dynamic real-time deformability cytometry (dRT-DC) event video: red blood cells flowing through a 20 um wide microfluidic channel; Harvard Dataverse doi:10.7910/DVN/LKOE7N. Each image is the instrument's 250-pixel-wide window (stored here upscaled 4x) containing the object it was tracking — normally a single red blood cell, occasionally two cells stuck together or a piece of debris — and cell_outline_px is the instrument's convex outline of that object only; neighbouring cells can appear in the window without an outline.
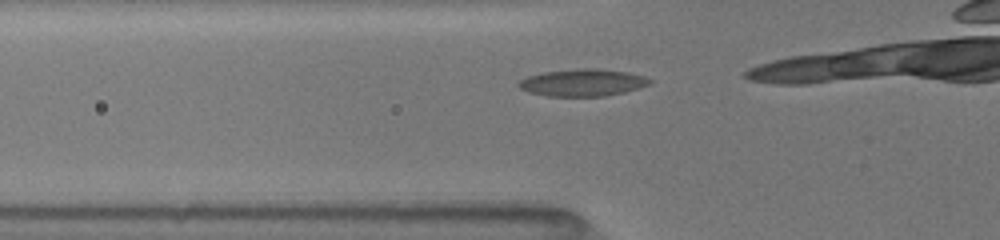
{"species": "common noctule bat (a hibernating species)", "species_latin": "Nyctalus noctula", "temperature_condition": "room temperature", "stored_images_in_passage": 6, "camera_frame_rate_fps": 3000, "um_per_image_px": 0.085, "animal": {"sex": "female", "body_mass_g": 19.5, "forearm_length_mm": 54.1}, "frame": {"image": 1, "passage_image": 2, "time_ms": 0.333, "image_size_px": [1000, 240], "cell_outline_px": [[652, 80], [648, 84], [624, 92], [604, 96], [548, 96], [528, 92], [520, 88], [516, 84], [520, 80], [528, 76], [544, 72], [576, 68], [600, 68], [628, 72], [644, 76]], "centroid_in_image_um": [49.49, 7.01], "position_along_channel_um": 76.3, "area_um2": 20.69}}
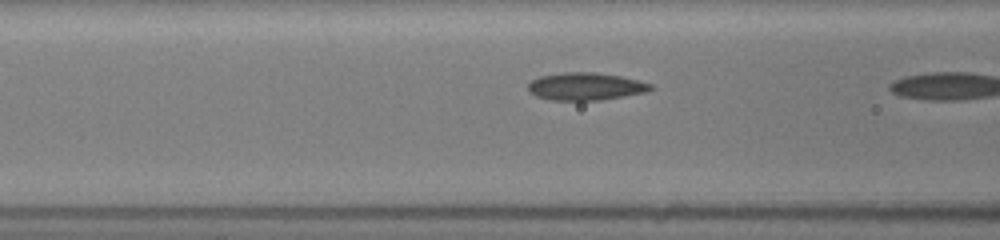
{"frame": {"image": 2, "passage_image": 5, "time_ms": 1.333, "image_size_px": [1000, 240], "cell_outline_px": [[656, 88], [644, 92], [624, 96], [600, 100], [552, 100], [536, 96], [528, 92], [528, 84], [532, 80], [540, 76], [564, 72], [592, 72], [620, 76], [652, 84]], "centroid_in_image_um": [49.76, 7.35], "position_along_channel_um": 116.8, "area_um2": 19.59}}